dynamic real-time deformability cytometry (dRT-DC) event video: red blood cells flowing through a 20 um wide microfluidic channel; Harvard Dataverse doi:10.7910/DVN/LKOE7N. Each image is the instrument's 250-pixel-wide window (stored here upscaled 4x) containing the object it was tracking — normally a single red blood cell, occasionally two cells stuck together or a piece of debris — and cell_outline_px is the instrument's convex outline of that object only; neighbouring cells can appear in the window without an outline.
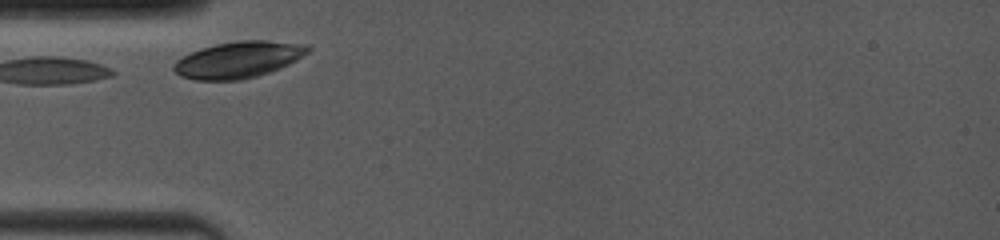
{"species": "common noctule bat (a hibernating species)", "species_latin": "Nyctalus noctula", "temperature_condition": "room temperature", "stored_images_in_passage": 21, "camera_frame_rate_fps": 4000, "um_per_image_px": 0.085, "animal": {"sex": "female", "body_mass_g": 19.0, "forearm_length_mm": 53.3}, "frame": {"image": 1, "passage_image": 1, "time_ms": 0.0, "image_size_px": [1000, 240], "cell_outline_px": [[312, 48], [308, 52], [296, 60], [280, 68], [256, 76], [240, 80], [196, 80], [180, 76], [172, 68], [172, 64], [176, 60], [200, 48], [216, 44], [240, 40], [264, 40], [304, 44]], "centroid_in_image_um": [20.24, 5.07], "position_along_channel_um": 64.8, "area_um2": 28.32}}